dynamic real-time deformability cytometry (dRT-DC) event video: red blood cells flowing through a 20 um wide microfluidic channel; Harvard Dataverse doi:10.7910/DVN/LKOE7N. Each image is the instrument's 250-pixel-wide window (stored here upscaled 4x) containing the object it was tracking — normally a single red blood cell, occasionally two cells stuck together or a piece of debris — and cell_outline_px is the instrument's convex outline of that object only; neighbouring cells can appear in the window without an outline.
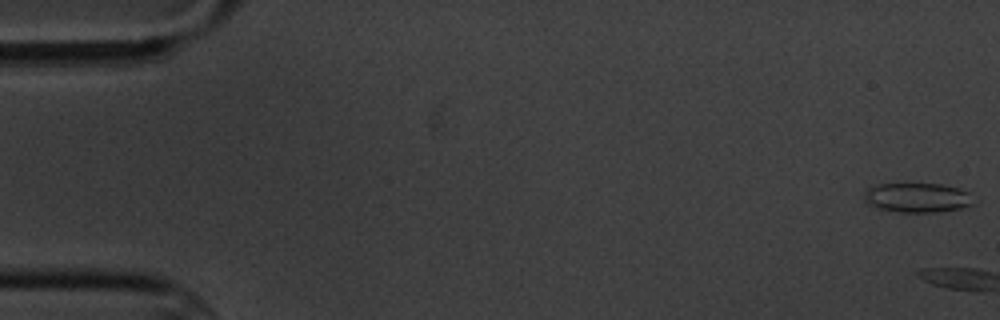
{"species": "common noctule bat (a hibernating species)", "species_latin": "Nyctalus noctula", "temperature_condition": "cold", "stored_images_in_passage": 9, "camera_frame_rate_fps": 3000, "um_per_image_px": 0.085, "animal": {"sex": "male", "body_mass_g": 20.1, "forearm_length_mm": 53.5}, "frame": {"image": 1, "passage_image": 1, "time_ms": 0.0, "image_size_px": [1000, 320], "cell_outline_px": [[972, 204], [960, 208], [932, 212], [900, 212], [880, 208], [868, 204], [864, 200], [864, 192], [868, 188], [876, 184], [940, 184], [960, 188], [972, 192]], "centroid_in_image_um": [77.97, 16.78], "position_along_channel_um": 7.0, "area_um2": 18.73}}
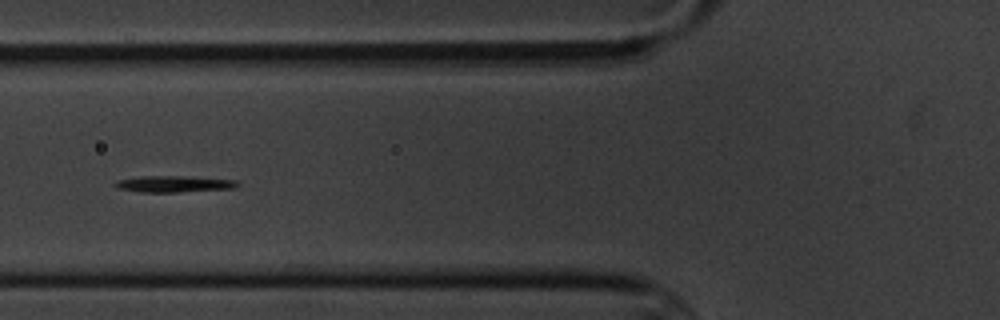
{"frame": {"image": 2, "passage_image": 8, "time_ms": 8.0, "image_size_px": [1000, 320], "cell_outline_px": [[240, 184], [236, 188], [176, 192], [140, 192], [116, 188], [112, 184], [116, 180], [144, 176], [192, 176], [236, 180]], "centroid_in_image_um": [14.78, 15.63], "position_along_channel_um": 111.0, "area_um2": 11.85}}
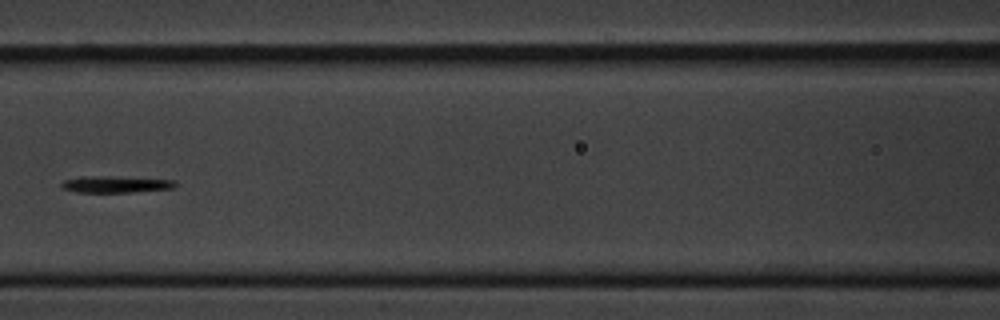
{"frame": {"image": 3, "passage_image": 9, "time_ms": 9.333, "image_size_px": [1000, 320], "cell_outline_px": [[176, 188], [132, 192], [76, 192], [60, 188], [60, 184], [64, 180], [84, 176], [112, 176], [176, 180]], "centroid_in_image_um": [9.83, 15.66], "position_along_channel_um": 156.8, "area_um2": 11.16}}